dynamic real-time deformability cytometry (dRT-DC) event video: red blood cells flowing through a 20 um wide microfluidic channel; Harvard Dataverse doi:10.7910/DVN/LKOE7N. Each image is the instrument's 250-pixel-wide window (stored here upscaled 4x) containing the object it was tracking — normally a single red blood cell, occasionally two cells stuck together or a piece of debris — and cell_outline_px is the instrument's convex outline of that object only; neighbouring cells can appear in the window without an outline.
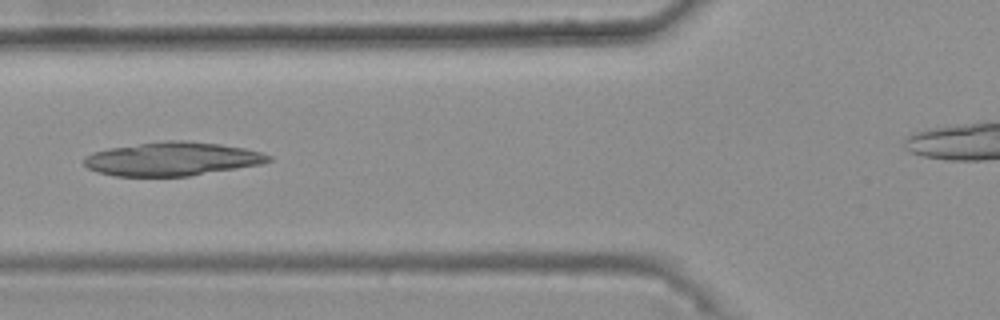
{"species": "common noctule bat (a hibernating species)", "species_latin": "Nyctalus noctula", "temperature_condition": "warm", "stored_images_in_passage": 42, "camera_frame_rate_fps": 3000, "um_per_image_px": 0.085, "animal": {"sex": "female", "body_mass_g": 25.1}, "frame": {"image": 1, "passage_image": 18, "time_ms": 5.667, "image_size_px": [1000, 320], "cell_outline_px": [[272, 160], [260, 164], [188, 176], [116, 176], [96, 172], [88, 168], [84, 164], [84, 160], [92, 152], [108, 148], [164, 140], [184, 140], [220, 144], [244, 148], [260, 152], [272, 156]], "centroid_in_image_um": [14.61, 13.5], "position_along_channel_um": 111.2, "area_um2": 36.01}}
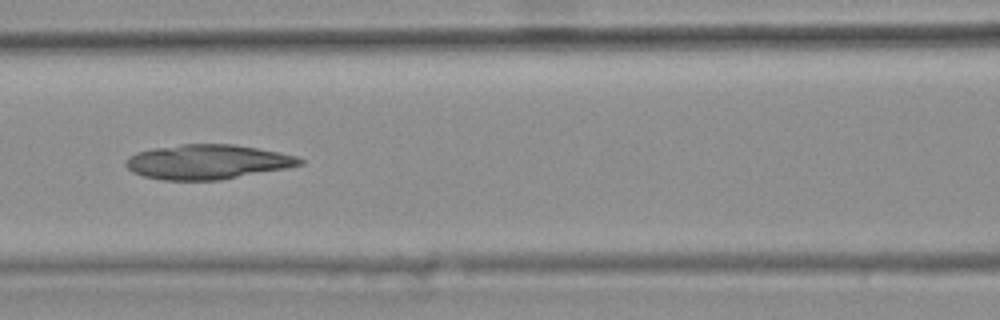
{"frame": {"image": 2, "passage_image": 21, "time_ms": 6.667, "image_size_px": [1000, 320], "cell_outline_px": [[304, 164], [284, 168], [220, 180], [164, 180], [144, 176], [132, 172], [124, 164], [128, 156], [136, 152], [152, 148], [180, 144], [232, 144], [280, 152], [296, 156], [304, 160]], "centroid_in_image_um": [17.59, 13.75], "position_along_channel_um": 149.0, "area_um2": 35.03}}
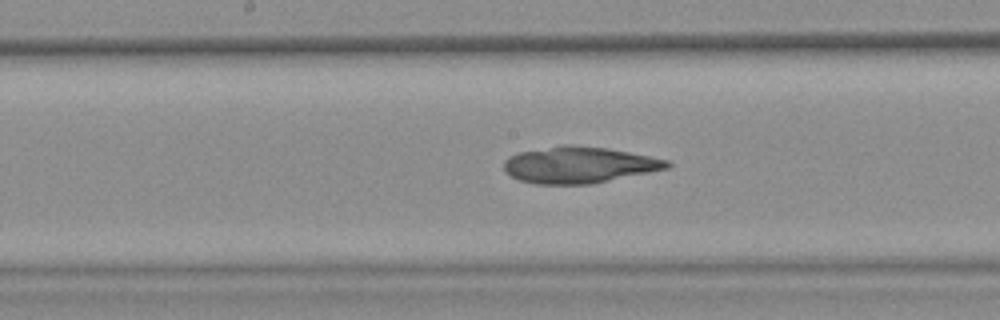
{"frame": {"image": 3, "passage_image": 25, "time_ms": 8.0, "image_size_px": [1000, 320], "cell_outline_px": [[672, 164], [668, 168], [592, 184], [536, 184], [520, 180], [512, 176], [504, 168], [504, 160], [508, 156], [520, 152], [564, 144], [572, 144], [608, 148], [668, 160]], "centroid_in_image_um": [49.21, 14.01], "position_along_channel_um": 199.0, "area_um2": 34.45}}